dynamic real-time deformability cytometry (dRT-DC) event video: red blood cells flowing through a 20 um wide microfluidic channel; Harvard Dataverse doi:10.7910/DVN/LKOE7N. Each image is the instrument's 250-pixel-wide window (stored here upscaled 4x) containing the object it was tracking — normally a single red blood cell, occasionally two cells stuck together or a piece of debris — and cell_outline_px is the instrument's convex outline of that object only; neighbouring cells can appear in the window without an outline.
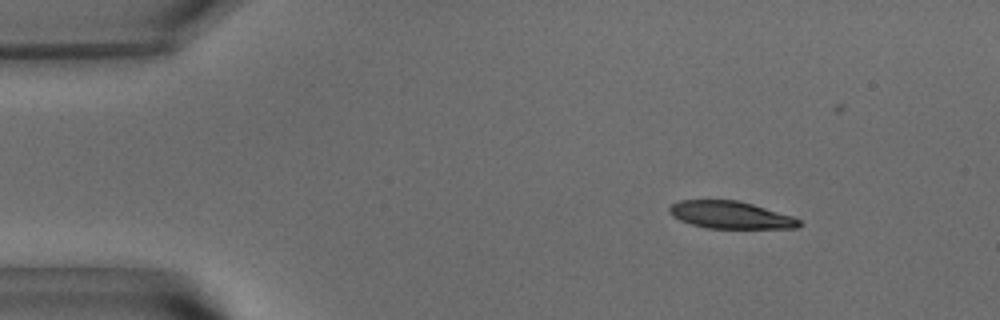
{"species": "common noctule bat (a hibernating species)", "species_latin": "Nyctalus noctula", "temperature_condition": "warm", "stored_images_in_passage": 38, "camera_frame_rate_fps": 3000, "um_per_image_px": 0.085, "animal": {"sex": "male", "body_mass_g": 15.6}, "frame": {"image": 1, "passage_image": 1, "time_ms": 0.0, "image_size_px": [1000, 320], "cell_outline_px": [[800, 224], [796, 228], [708, 228], [692, 224], [680, 220], [672, 216], [668, 208], [672, 204], [680, 200], [736, 200], [752, 204], [792, 216], [800, 220]], "centroid_in_image_um": [62.07, 18.27], "position_along_channel_um": 22.9, "area_um2": 20.4}}
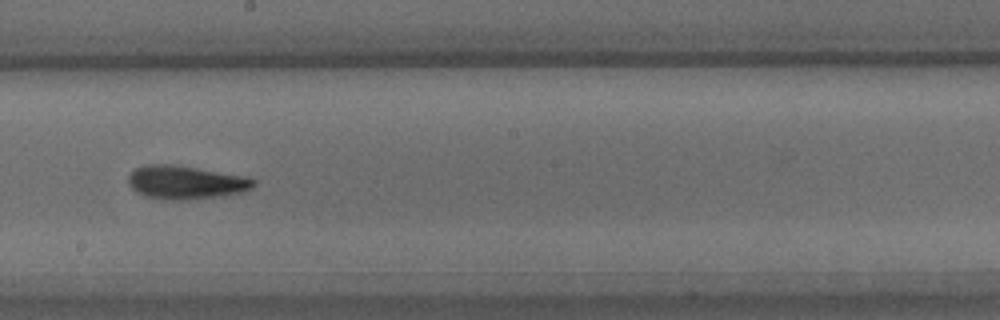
{"frame": {"image": 2, "passage_image": 24, "time_ms": 7.667, "image_size_px": [1000, 320], "cell_outline_px": [[256, 184], [252, 188], [240, 192], [192, 200], [172, 200], [144, 196], [136, 192], [128, 184], [128, 176], [136, 168], [144, 164], [172, 164], [248, 176], [256, 180]], "centroid_in_image_um": [15.78, 15.49], "position_along_channel_um": 232.4, "area_um2": 24.51}}
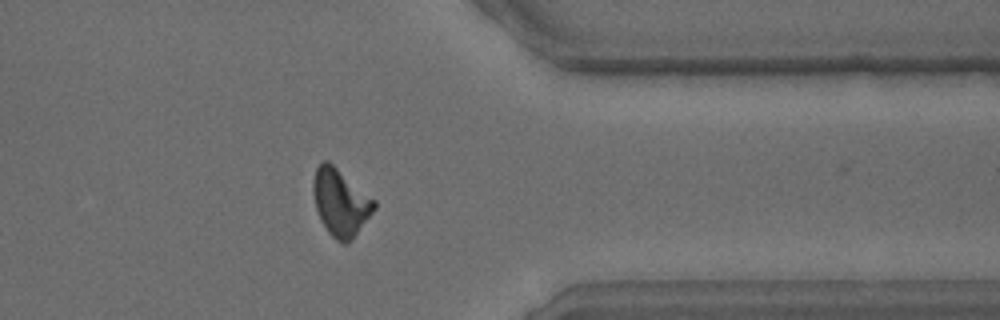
{"frame": {"image": 3, "passage_image": 37, "time_ms": 12.0, "image_size_px": [1000, 320], "cell_outline_px": [[376, 208], [352, 240], [348, 244], [344, 244], [336, 240], [328, 232], [320, 220], [316, 208], [312, 192], [312, 184], [316, 168], [324, 160], [328, 160], [376, 200]], "centroid_in_image_um": [28.94, 17.22], "position_along_channel_um": 382.5, "area_um2": 23.93}}